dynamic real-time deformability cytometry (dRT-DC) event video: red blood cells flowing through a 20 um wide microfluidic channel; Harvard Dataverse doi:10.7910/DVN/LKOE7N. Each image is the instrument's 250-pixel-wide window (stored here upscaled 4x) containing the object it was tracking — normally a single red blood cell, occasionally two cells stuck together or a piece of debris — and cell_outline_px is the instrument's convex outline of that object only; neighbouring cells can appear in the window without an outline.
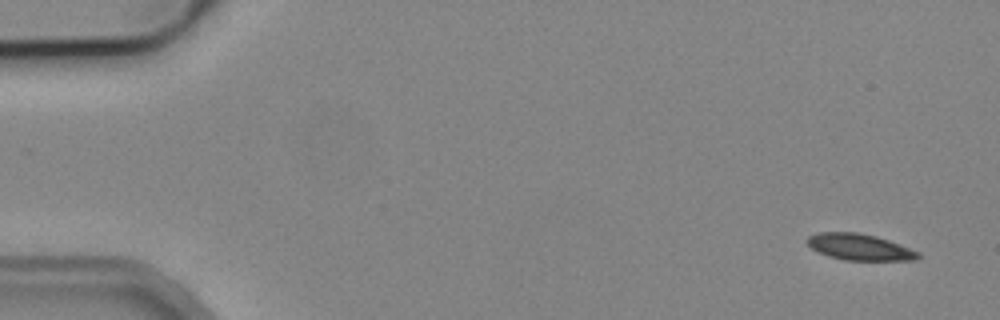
{"species": "common noctule bat (a hibernating species)", "species_latin": "Nyctalus noctula", "temperature_condition": "cold", "stored_images_in_passage": 4, "camera_frame_rate_fps": 3000, "um_per_image_px": 0.085, "animal": {"sex": "male", "body_mass_g": 19.2, "forearm_length_mm": 51.8}, "frame": {"image": 1, "passage_image": 1, "time_ms": 0.0, "image_size_px": [1000, 320], "cell_outline_px": [[920, 256], [916, 260], [844, 260], [828, 256], [812, 248], [804, 240], [808, 236], [820, 232], [856, 232], [876, 236], [888, 240], [920, 252]], "centroid_in_image_um": [73.05, 20.99], "position_along_channel_um": 12.0, "area_um2": 16.94}}